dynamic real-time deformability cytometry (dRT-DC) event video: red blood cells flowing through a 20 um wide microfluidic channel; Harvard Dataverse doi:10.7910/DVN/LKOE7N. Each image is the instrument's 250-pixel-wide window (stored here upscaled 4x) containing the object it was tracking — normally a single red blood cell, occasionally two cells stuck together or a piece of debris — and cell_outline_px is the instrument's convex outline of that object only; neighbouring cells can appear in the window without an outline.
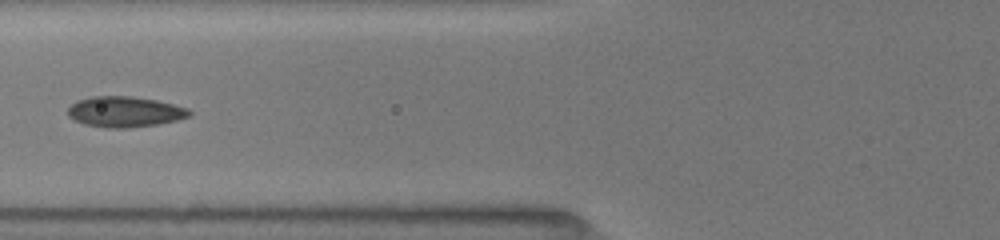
{"species": "common noctule bat (a hibernating species)", "species_latin": "Nyctalus noctula", "temperature_condition": "room temperature", "stored_images_in_passage": 37, "camera_frame_rate_fps": 3000, "um_per_image_px": 0.085, "animal": {"sex": "female", "body_mass_g": 19.5, "forearm_length_mm": 54.1}, "frame": {"image": 1, "passage_image": 14, "time_ms": 6.667, "image_size_px": [1000, 240], "cell_outline_px": [[192, 112], [188, 116], [176, 120], [156, 124], [128, 128], [108, 128], [84, 124], [68, 116], [68, 108], [76, 100], [92, 96], [132, 96], [156, 100], [188, 108]], "centroid_in_image_um": [10.58, 9.49], "position_along_channel_um": 115.2, "area_um2": 21.56}}
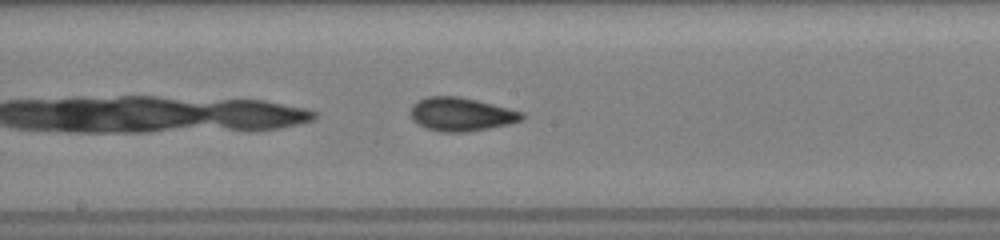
{"frame": {"image": 2, "passage_image": 19, "time_ms": 9.0, "image_size_px": [1000, 240], "cell_outline_px": [[524, 116], [520, 120], [508, 124], [468, 132], [440, 132], [424, 128], [412, 120], [412, 104], [416, 100], [428, 96], [456, 96], [476, 100], [524, 112]], "centroid_in_image_um": [39.16, 9.72], "position_along_channel_um": 209.0, "area_um2": 21.68}}
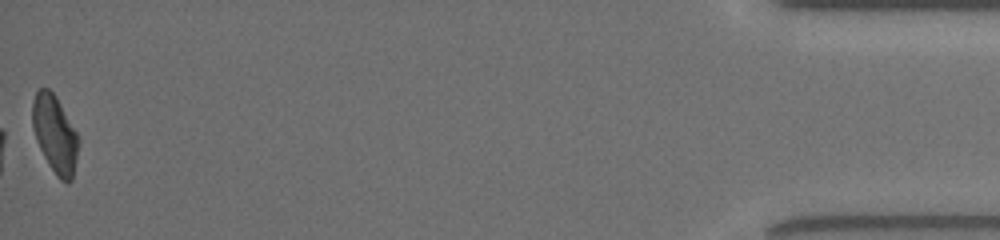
{"frame": {"image": 3, "passage_image": 37, "time_ms": 16.667, "image_size_px": [1000, 240], "cell_outline_px": [[80, 140], [72, 180], [68, 184], [60, 180], [56, 176], [48, 164], [36, 140], [32, 128], [32, 100], [36, 92], [40, 88], [48, 88], [56, 96], [76, 132]], "centroid_in_image_um": [4.66, 11.42], "position_along_channel_um": 430.5, "area_um2": 20.87}, "authors_computed_cell_mechanics": {"area_um2": 21.2126, "velocity_mm_per_s": 4.0096, "shape_relaxation_time_tau1_ms": 3.5733, "shape_relaxation_time_tau2_ms": 1.7686, "deformation_change_tau1": 0.1149, "deformation_change_tau2": 0.0681}}